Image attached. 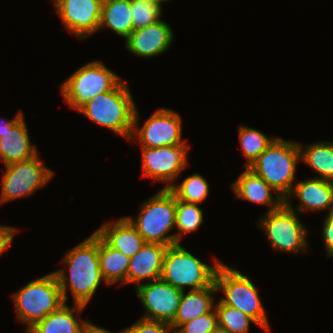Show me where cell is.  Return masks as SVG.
<instances>
[{
	"instance_id": "obj_6",
	"label": "cell",
	"mask_w": 333,
	"mask_h": 333,
	"mask_svg": "<svg viewBox=\"0 0 333 333\" xmlns=\"http://www.w3.org/2000/svg\"><path fill=\"white\" fill-rule=\"evenodd\" d=\"M210 266L200 261L187 251L180 243L168 246L166 249L160 279L185 291L198 290L211 286L215 282V273L221 261L215 259Z\"/></svg>"
},
{
	"instance_id": "obj_24",
	"label": "cell",
	"mask_w": 333,
	"mask_h": 333,
	"mask_svg": "<svg viewBox=\"0 0 333 333\" xmlns=\"http://www.w3.org/2000/svg\"><path fill=\"white\" fill-rule=\"evenodd\" d=\"M98 258L100 272L107 285L126 284L130 258L113 249L98 235Z\"/></svg>"
},
{
	"instance_id": "obj_33",
	"label": "cell",
	"mask_w": 333,
	"mask_h": 333,
	"mask_svg": "<svg viewBox=\"0 0 333 333\" xmlns=\"http://www.w3.org/2000/svg\"><path fill=\"white\" fill-rule=\"evenodd\" d=\"M322 241L324 242L327 257H333V209L327 214L323 221Z\"/></svg>"
},
{
	"instance_id": "obj_20",
	"label": "cell",
	"mask_w": 333,
	"mask_h": 333,
	"mask_svg": "<svg viewBox=\"0 0 333 333\" xmlns=\"http://www.w3.org/2000/svg\"><path fill=\"white\" fill-rule=\"evenodd\" d=\"M218 293L215 282L198 290L183 291L177 314L170 323L172 333L182 324L189 322L200 315L211 312L215 308L214 294Z\"/></svg>"
},
{
	"instance_id": "obj_23",
	"label": "cell",
	"mask_w": 333,
	"mask_h": 333,
	"mask_svg": "<svg viewBox=\"0 0 333 333\" xmlns=\"http://www.w3.org/2000/svg\"><path fill=\"white\" fill-rule=\"evenodd\" d=\"M103 28L126 39L133 31L131 0H103L99 30Z\"/></svg>"
},
{
	"instance_id": "obj_5",
	"label": "cell",
	"mask_w": 333,
	"mask_h": 333,
	"mask_svg": "<svg viewBox=\"0 0 333 333\" xmlns=\"http://www.w3.org/2000/svg\"><path fill=\"white\" fill-rule=\"evenodd\" d=\"M12 296L18 321L27 325L26 333L64 303L54 272L34 279Z\"/></svg>"
},
{
	"instance_id": "obj_9",
	"label": "cell",
	"mask_w": 333,
	"mask_h": 333,
	"mask_svg": "<svg viewBox=\"0 0 333 333\" xmlns=\"http://www.w3.org/2000/svg\"><path fill=\"white\" fill-rule=\"evenodd\" d=\"M257 224L268 237L272 248L278 252L298 255L309 247L306 226L285 202L279 208L266 212Z\"/></svg>"
},
{
	"instance_id": "obj_34",
	"label": "cell",
	"mask_w": 333,
	"mask_h": 333,
	"mask_svg": "<svg viewBox=\"0 0 333 333\" xmlns=\"http://www.w3.org/2000/svg\"><path fill=\"white\" fill-rule=\"evenodd\" d=\"M18 229L5 226L0 224V255L2 252L8 250L9 246L12 244L14 235L17 234L16 232Z\"/></svg>"
},
{
	"instance_id": "obj_15",
	"label": "cell",
	"mask_w": 333,
	"mask_h": 333,
	"mask_svg": "<svg viewBox=\"0 0 333 333\" xmlns=\"http://www.w3.org/2000/svg\"><path fill=\"white\" fill-rule=\"evenodd\" d=\"M174 33L164 20L135 29L125 39L126 49L137 57L152 58L169 50Z\"/></svg>"
},
{
	"instance_id": "obj_31",
	"label": "cell",
	"mask_w": 333,
	"mask_h": 333,
	"mask_svg": "<svg viewBox=\"0 0 333 333\" xmlns=\"http://www.w3.org/2000/svg\"><path fill=\"white\" fill-rule=\"evenodd\" d=\"M218 325V315L215 308L206 314L179 326L173 333H210Z\"/></svg>"
},
{
	"instance_id": "obj_21",
	"label": "cell",
	"mask_w": 333,
	"mask_h": 333,
	"mask_svg": "<svg viewBox=\"0 0 333 333\" xmlns=\"http://www.w3.org/2000/svg\"><path fill=\"white\" fill-rule=\"evenodd\" d=\"M23 116L10 130L0 137L4 166L26 161L37 156L38 149L32 145Z\"/></svg>"
},
{
	"instance_id": "obj_37",
	"label": "cell",
	"mask_w": 333,
	"mask_h": 333,
	"mask_svg": "<svg viewBox=\"0 0 333 333\" xmlns=\"http://www.w3.org/2000/svg\"><path fill=\"white\" fill-rule=\"evenodd\" d=\"M210 333H229L224 327L217 325Z\"/></svg>"
},
{
	"instance_id": "obj_32",
	"label": "cell",
	"mask_w": 333,
	"mask_h": 333,
	"mask_svg": "<svg viewBox=\"0 0 333 333\" xmlns=\"http://www.w3.org/2000/svg\"><path fill=\"white\" fill-rule=\"evenodd\" d=\"M122 331L123 333H172L169 323L144 318H140Z\"/></svg>"
},
{
	"instance_id": "obj_12",
	"label": "cell",
	"mask_w": 333,
	"mask_h": 333,
	"mask_svg": "<svg viewBox=\"0 0 333 333\" xmlns=\"http://www.w3.org/2000/svg\"><path fill=\"white\" fill-rule=\"evenodd\" d=\"M141 148L142 177L166 182L162 188L169 189L174 185L182 170L188 165L187 152L190 147L186 142L174 146Z\"/></svg>"
},
{
	"instance_id": "obj_30",
	"label": "cell",
	"mask_w": 333,
	"mask_h": 333,
	"mask_svg": "<svg viewBox=\"0 0 333 333\" xmlns=\"http://www.w3.org/2000/svg\"><path fill=\"white\" fill-rule=\"evenodd\" d=\"M162 7L148 0H131V17L133 30L158 22L162 15Z\"/></svg>"
},
{
	"instance_id": "obj_39",
	"label": "cell",
	"mask_w": 333,
	"mask_h": 333,
	"mask_svg": "<svg viewBox=\"0 0 333 333\" xmlns=\"http://www.w3.org/2000/svg\"><path fill=\"white\" fill-rule=\"evenodd\" d=\"M0 159L3 161L1 142H0Z\"/></svg>"
},
{
	"instance_id": "obj_1",
	"label": "cell",
	"mask_w": 333,
	"mask_h": 333,
	"mask_svg": "<svg viewBox=\"0 0 333 333\" xmlns=\"http://www.w3.org/2000/svg\"><path fill=\"white\" fill-rule=\"evenodd\" d=\"M62 263L68 266L54 271L64 303H67V288L72 293L74 304L86 306L103 280L98 258V234L91 236L66 252ZM69 283V284H68Z\"/></svg>"
},
{
	"instance_id": "obj_18",
	"label": "cell",
	"mask_w": 333,
	"mask_h": 333,
	"mask_svg": "<svg viewBox=\"0 0 333 333\" xmlns=\"http://www.w3.org/2000/svg\"><path fill=\"white\" fill-rule=\"evenodd\" d=\"M231 187L237 198L270 206L267 212L279 208L285 202L281 195L249 167H245V171L232 183Z\"/></svg>"
},
{
	"instance_id": "obj_4",
	"label": "cell",
	"mask_w": 333,
	"mask_h": 333,
	"mask_svg": "<svg viewBox=\"0 0 333 333\" xmlns=\"http://www.w3.org/2000/svg\"><path fill=\"white\" fill-rule=\"evenodd\" d=\"M298 161L299 143L276 138L249 168L286 199L294 187Z\"/></svg>"
},
{
	"instance_id": "obj_8",
	"label": "cell",
	"mask_w": 333,
	"mask_h": 333,
	"mask_svg": "<svg viewBox=\"0 0 333 333\" xmlns=\"http://www.w3.org/2000/svg\"><path fill=\"white\" fill-rule=\"evenodd\" d=\"M121 81L103 62L94 60L72 73L60 89L65 103L78 111L91 98L113 90Z\"/></svg>"
},
{
	"instance_id": "obj_13",
	"label": "cell",
	"mask_w": 333,
	"mask_h": 333,
	"mask_svg": "<svg viewBox=\"0 0 333 333\" xmlns=\"http://www.w3.org/2000/svg\"><path fill=\"white\" fill-rule=\"evenodd\" d=\"M135 289L146 310L141 318L169 324L174 320L183 291L161 279L140 284Z\"/></svg>"
},
{
	"instance_id": "obj_7",
	"label": "cell",
	"mask_w": 333,
	"mask_h": 333,
	"mask_svg": "<svg viewBox=\"0 0 333 333\" xmlns=\"http://www.w3.org/2000/svg\"><path fill=\"white\" fill-rule=\"evenodd\" d=\"M217 291L223 292L220 301L227 306L239 309L266 332H270V324L266 311L259 298L258 288L247 275L238 271L235 266L229 267L221 262L215 273Z\"/></svg>"
},
{
	"instance_id": "obj_27",
	"label": "cell",
	"mask_w": 333,
	"mask_h": 333,
	"mask_svg": "<svg viewBox=\"0 0 333 333\" xmlns=\"http://www.w3.org/2000/svg\"><path fill=\"white\" fill-rule=\"evenodd\" d=\"M169 189L177 200L198 205L204 202L209 195L208 181L197 173L186 177L180 184H174Z\"/></svg>"
},
{
	"instance_id": "obj_17",
	"label": "cell",
	"mask_w": 333,
	"mask_h": 333,
	"mask_svg": "<svg viewBox=\"0 0 333 333\" xmlns=\"http://www.w3.org/2000/svg\"><path fill=\"white\" fill-rule=\"evenodd\" d=\"M168 246L145 243L141 249L130 258L127 271L126 284L134 283L137 287L140 284L160 279L163 258Z\"/></svg>"
},
{
	"instance_id": "obj_19",
	"label": "cell",
	"mask_w": 333,
	"mask_h": 333,
	"mask_svg": "<svg viewBox=\"0 0 333 333\" xmlns=\"http://www.w3.org/2000/svg\"><path fill=\"white\" fill-rule=\"evenodd\" d=\"M96 229V233L113 249L125 256L133 257L145 244L143 237L129 222L126 216L116 221L106 222Z\"/></svg>"
},
{
	"instance_id": "obj_22",
	"label": "cell",
	"mask_w": 333,
	"mask_h": 333,
	"mask_svg": "<svg viewBox=\"0 0 333 333\" xmlns=\"http://www.w3.org/2000/svg\"><path fill=\"white\" fill-rule=\"evenodd\" d=\"M85 306L75 304L74 307L63 303L56 311L39 321L27 333H83L88 320L76 319V313L81 314ZM76 312V313H75Z\"/></svg>"
},
{
	"instance_id": "obj_29",
	"label": "cell",
	"mask_w": 333,
	"mask_h": 333,
	"mask_svg": "<svg viewBox=\"0 0 333 333\" xmlns=\"http://www.w3.org/2000/svg\"><path fill=\"white\" fill-rule=\"evenodd\" d=\"M218 325L229 333H248L251 323L257 322L237 308L224 305L220 300L215 304Z\"/></svg>"
},
{
	"instance_id": "obj_10",
	"label": "cell",
	"mask_w": 333,
	"mask_h": 333,
	"mask_svg": "<svg viewBox=\"0 0 333 333\" xmlns=\"http://www.w3.org/2000/svg\"><path fill=\"white\" fill-rule=\"evenodd\" d=\"M54 176L39 154L32 159L5 165L2 175L0 205L7 201L32 195Z\"/></svg>"
},
{
	"instance_id": "obj_3",
	"label": "cell",
	"mask_w": 333,
	"mask_h": 333,
	"mask_svg": "<svg viewBox=\"0 0 333 333\" xmlns=\"http://www.w3.org/2000/svg\"><path fill=\"white\" fill-rule=\"evenodd\" d=\"M138 217L126 218L143 237L145 243L165 246L175 245V234H168L175 228L176 197L170 189L161 188L155 195L144 201Z\"/></svg>"
},
{
	"instance_id": "obj_2",
	"label": "cell",
	"mask_w": 333,
	"mask_h": 333,
	"mask_svg": "<svg viewBox=\"0 0 333 333\" xmlns=\"http://www.w3.org/2000/svg\"><path fill=\"white\" fill-rule=\"evenodd\" d=\"M136 105L125 81L113 90L100 93L84 104L78 112L98 125L104 126L114 134L130 140Z\"/></svg>"
},
{
	"instance_id": "obj_25",
	"label": "cell",
	"mask_w": 333,
	"mask_h": 333,
	"mask_svg": "<svg viewBox=\"0 0 333 333\" xmlns=\"http://www.w3.org/2000/svg\"><path fill=\"white\" fill-rule=\"evenodd\" d=\"M300 161H304L318 174L316 178L333 182V142L318 141L313 144L301 146Z\"/></svg>"
},
{
	"instance_id": "obj_11",
	"label": "cell",
	"mask_w": 333,
	"mask_h": 333,
	"mask_svg": "<svg viewBox=\"0 0 333 333\" xmlns=\"http://www.w3.org/2000/svg\"><path fill=\"white\" fill-rule=\"evenodd\" d=\"M139 112L136 108L134 126L129 142L138 140L141 147H163L180 145L182 139V117L173 109L159 108L138 128Z\"/></svg>"
},
{
	"instance_id": "obj_38",
	"label": "cell",
	"mask_w": 333,
	"mask_h": 333,
	"mask_svg": "<svg viewBox=\"0 0 333 333\" xmlns=\"http://www.w3.org/2000/svg\"><path fill=\"white\" fill-rule=\"evenodd\" d=\"M148 1H151V2L157 3V4H159L161 7H163L162 3L166 2V1H169V0H148Z\"/></svg>"
},
{
	"instance_id": "obj_35",
	"label": "cell",
	"mask_w": 333,
	"mask_h": 333,
	"mask_svg": "<svg viewBox=\"0 0 333 333\" xmlns=\"http://www.w3.org/2000/svg\"><path fill=\"white\" fill-rule=\"evenodd\" d=\"M24 116V114L19 111L16 116L14 118H12L11 120L8 121H0V137L2 135H4L7 130H10L22 117Z\"/></svg>"
},
{
	"instance_id": "obj_26",
	"label": "cell",
	"mask_w": 333,
	"mask_h": 333,
	"mask_svg": "<svg viewBox=\"0 0 333 333\" xmlns=\"http://www.w3.org/2000/svg\"><path fill=\"white\" fill-rule=\"evenodd\" d=\"M238 135L242 153L247 161L245 167H249L277 138H269L263 132L244 125H240Z\"/></svg>"
},
{
	"instance_id": "obj_14",
	"label": "cell",
	"mask_w": 333,
	"mask_h": 333,
	"mask_svg": "<svg viewBox=\"0 0 333 333\" xmlns=\"http://www.w3.org/2000/svg\"><path fill=\"white\" fill-rule=\"evenodd\" d=\"M103 0H52L64 27L84 39L99 31Z\"/></svg>"
},
{
	"instance_id": "obj_16",
	"label": "cell",
	"mask_w": 333,
	"mask_h": 333,
	"mask_svg": "<svg viewBox=\"0 0 333 333\" xmlns=\"http://www.w3.org/2000/svg\"><path fill=\"white\" fill-rule=\"evenodd\" d=\"M291 196H295L300 201L295 209L290 202ZM285 203L298 214L306 210L312 212L329 210L328 212H330L333 209V182L316 177L295 182L291 193L285 199Z\"/></svg>"
},
{
	"instance_id": "obj_28",
	"label": "cell",
	"mask_w": 333,
	"mask_h": 333,
	"mask_svg": "<svg viewBox=\"0 0 333 333\" xmlns=\"http://www.w3.org/2000/svg\"><path fill=\"white\" fill-rule=\"evenodd\" d=\"M203 211L198 204L176 199L175 244L181 242L184 234L198 230L203 223Z\"/></svg>"
},
{
	"instance_id": "obj_36",
	"label": "cell",
	"mask_w": 333,
	"mask_h": 333,
	"mask_svg": "<svg viewBox=\"0 0 333 333\" xmlns=\"http://www.w3.org/2000/svg\"><path fill=\"white\" fill-rule=\"evenodd\" d=\"M83 333H112L110 330L99 327L89 321V323L85 326ZM118 333H123V331H119Z\"/></svg>"
}]
</instances>
